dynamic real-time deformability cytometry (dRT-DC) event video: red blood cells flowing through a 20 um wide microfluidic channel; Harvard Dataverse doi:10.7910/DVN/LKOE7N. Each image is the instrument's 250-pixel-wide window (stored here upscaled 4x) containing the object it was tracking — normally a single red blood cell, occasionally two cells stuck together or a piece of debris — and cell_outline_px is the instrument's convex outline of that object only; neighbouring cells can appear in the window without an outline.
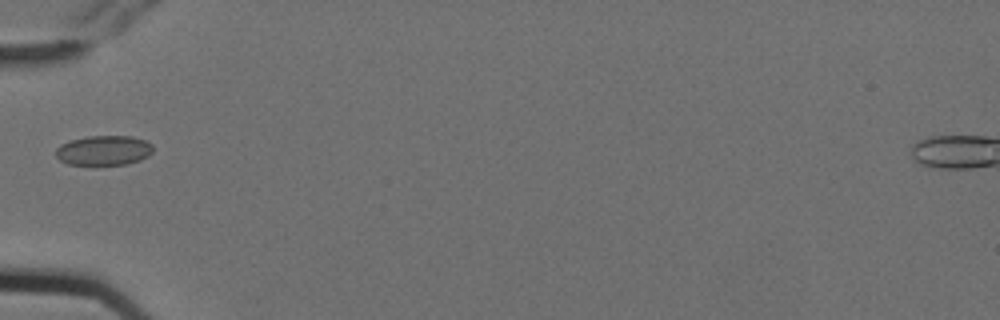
{"species": "Egyptian fruit bat (a non-hibernating species)", "species_latin": "Rousettus aegyptiacus", "temperature_condition": "cold", "stored_images_in_passage": 6, "camera_frame_rate_fps": 3000, "um_per_image_px": 0.085, "animal": {"sex": "female"}, "frame": {"image": 1, "passage_image": 6, "time_ms": 1.667, "image_size_px": [1000, 320], "cell_outline_px": [[152, 152], [148, 156], [140, 160], [128, 164], [96, 168], [68, 164], [60, 160], [56, 156], [56, 148], [60, 144], [72, 140], [88, 136], [132, 136], [144, 140], [152, 144]], "centroid_in_image_um": [8.8, 12.84], "position_along_channel_um": 76.2, "area_um2": 17.63}}